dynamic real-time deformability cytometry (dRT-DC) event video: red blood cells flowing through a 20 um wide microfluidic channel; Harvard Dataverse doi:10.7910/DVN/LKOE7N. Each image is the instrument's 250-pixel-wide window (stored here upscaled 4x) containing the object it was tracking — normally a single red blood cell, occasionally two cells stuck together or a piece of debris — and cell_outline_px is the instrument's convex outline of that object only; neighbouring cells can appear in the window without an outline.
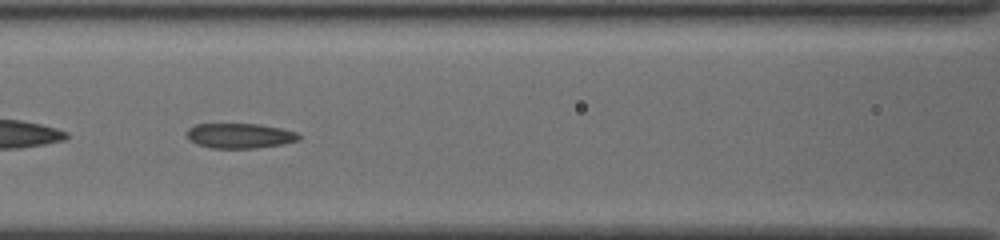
{"species": "common noctule bat (a hibernating species)", "species_latin": "Nyctalus noctula", "temperature_condition": "cold", "stored_images_in_passage": 48, "camera_frame_rate_fps": 3000, "um_per_image_px": 0.085, "animal": {"sex": "female", "body_mass_g": 19.5, "forearm_length_mm": 54.1}, "frame": {"image": 1, "passage_image": 25, "time_ms": 8.0, "image_size_px": [1000, 240], "cell_outline_px": [[300, 140], [284, 144], [256, 148], [212, 148], [196, 144], [188, 140], [188, 128], [196, 124], [260, 124], [280, 128], [296, 132], [300, 136]], "centroid_in_image_um": [20.39, 11.54], "position_along_channel_um": 146.2, "area_um2": 16.36}}
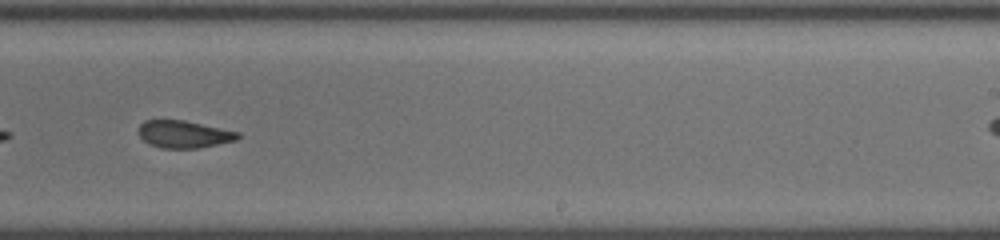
{"frame": {"image": 2, "passage_image": 35, "time_ms": 11.333, "image_size_px": [1000, 240], "cell_outline_px": [[240, 136], [236, 140], [196, 148], [160, 148], [148, 144], [140, 136], [140, 124], [144, 120], [184, 120], [240, 132]], "centroid_in_image_um": [15.62, 11.4], "position_along_channel_um": 273.4, "area_um2": 15.66}}
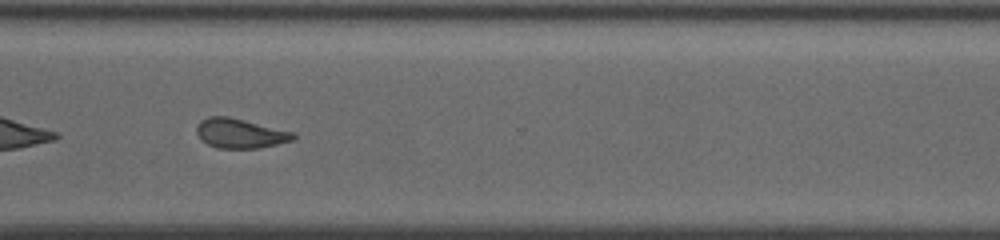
{"frame": {"image": 3, "passage_image": 41, "time_ms": 13.333, "image_size_px": [1000, 240], "cell_outline_px": [[296, 140], [260, 148], [216, 148], [208, 144], [196, 132], [196, 124], [200, 120], [208, 116], [228, 116], [296, 132]], "centroid_in_image_um": [20.46, 11.33], "position_along_channel_um": 350.1, "area_um2": 16.88}}